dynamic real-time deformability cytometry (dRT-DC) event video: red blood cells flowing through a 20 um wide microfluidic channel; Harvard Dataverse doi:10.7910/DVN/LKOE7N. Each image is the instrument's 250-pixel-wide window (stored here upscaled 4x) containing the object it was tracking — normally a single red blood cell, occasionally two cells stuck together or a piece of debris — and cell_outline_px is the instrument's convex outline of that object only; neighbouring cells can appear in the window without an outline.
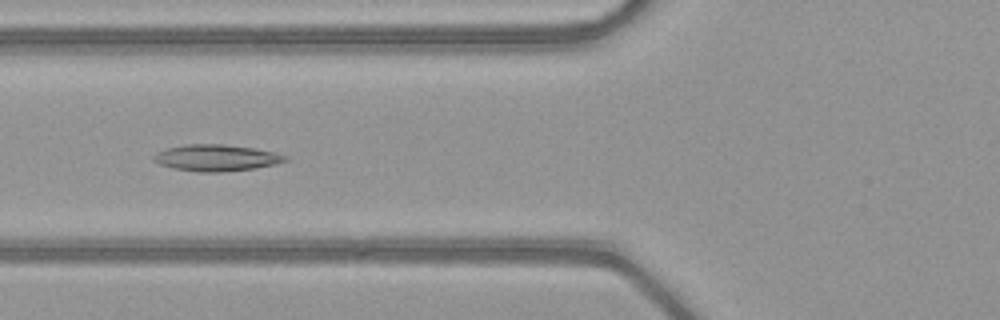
{"species": "common noctule bat (a hibernating species)", "species_latin": "Nyctalus noctula", "temperature_condition": "warm", "stored_images_in_passage": 51, "camera_frame_rate_fps": 3000, "um_per_image_px": 0.085, "animal": {"sex": "female", "body_mass_g": 21.9}, "frame": {"image": 1, "passage_image": 20, "time_ms": 6.333, "image_size_px": [1000, 320], "cell_outline_px": [[288, 160], [276, 164], [256, 168], [224, 172], [196, 172], [176, 168], [160, 164], [152, 160], [152, 156], [156, 152], [168, 148], [184, 144], [224, 144], [252, 148], [272, 152], [288, 156]], "centroid_in_image_um": [18.37, 13.42], "position_along_channel_um": 107.4, "area_um2": 20.29}}
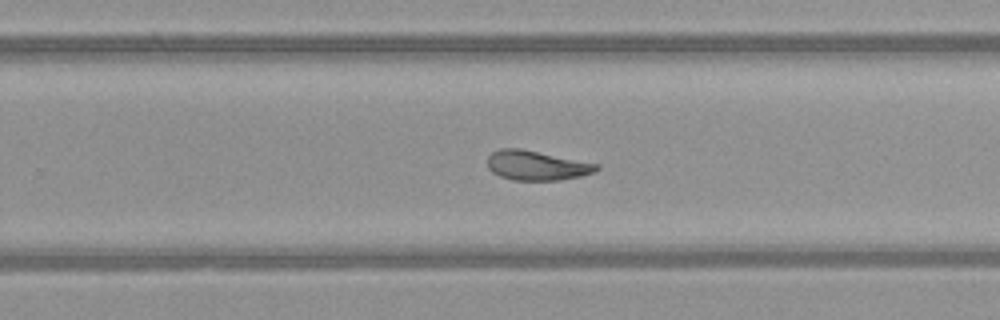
{"frame": {"image": 2, "passage_image": 33, "time_ms": 10.667, "image_size_px": [1000, 320], "cell_outline_px": [[600, 168], [596, 172], [580, 176], [560, 180], [512, 180], [500, 176], [492, 172], [488, 168], [488, 156], [492, 152], [500, 148], [520, 148], [600, 164]], "centroid_in_image_um": [45.63, 14.06], "position_along_channel_um": 284.2, "area_um2": 18.9}}
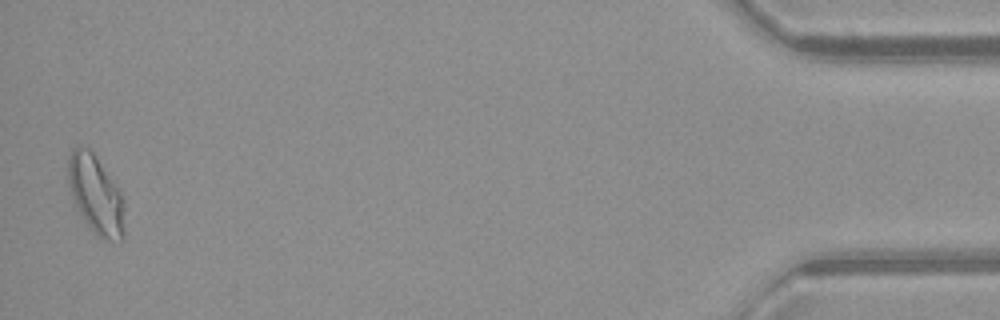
{"frame": {"image": 3, "passage_image": 50, "time_ms": 16.333, "image_size_px": [1000, 320], "cell_outline_px": [[124, 236], [120, 244], [100, 240], [96, 236], [84, 220], [72, 196], [68, 184], [68, 156], [72, 148], [76, 144], [80, 144], [88, 148], [92, 152], [120, 192], [124, 204]], "centroid_in_image_um": [8.15, 16.6], "position_along_channel_um": 427.1, "area_um2": 26.01}, "authors_computed_cell_mechanics": {"area_um2": 20.7502, "velocity_mm_per_s": 4.0788, "shape_relaxation_time_tau1_ms": null, "shape_relaxation_time_tau2_ms": 4.2697, "deformation_change_tau1": null, "deformation_change_tau2": 0.1181}}